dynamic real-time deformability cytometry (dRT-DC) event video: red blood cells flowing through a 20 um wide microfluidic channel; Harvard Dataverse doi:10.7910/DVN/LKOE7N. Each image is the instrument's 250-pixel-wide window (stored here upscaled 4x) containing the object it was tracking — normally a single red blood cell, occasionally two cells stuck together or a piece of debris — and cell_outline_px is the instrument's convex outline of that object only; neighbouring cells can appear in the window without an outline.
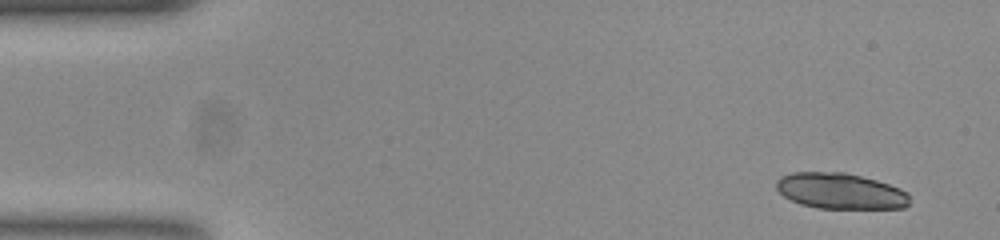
{"species": "common noctule bat (a hibernating species)", "species_latin": "Nyctalus noctula", "temperature_condition": "room temperature", "stored_images_in_passage": 50, "segment_of_instrument_passage": [1, 2], "camera_frame_rate_fps": 3000, "um_per_image_px": 0.085, "animal": {"sex": "female", "body_mass_g": 23.0, "forearm_length_mm": 53.4}, "frame": {"image": 1, "passage_image": 1, "time_ms": 0.0, "image_size_px": [1000, 240], "cell_outline_px": [[908, 204], [904, 208], [820, 208], [800, 204], [784, 196], [776, 188], [776, 180], [780, 176], [792, 172], [844, 172], [876, 180], [900, 188], [908, 192]], "centroid_in_image_um": [71.41, 16.23], "position_along_channel_um": 13.6, "area_um2": 27.74}}